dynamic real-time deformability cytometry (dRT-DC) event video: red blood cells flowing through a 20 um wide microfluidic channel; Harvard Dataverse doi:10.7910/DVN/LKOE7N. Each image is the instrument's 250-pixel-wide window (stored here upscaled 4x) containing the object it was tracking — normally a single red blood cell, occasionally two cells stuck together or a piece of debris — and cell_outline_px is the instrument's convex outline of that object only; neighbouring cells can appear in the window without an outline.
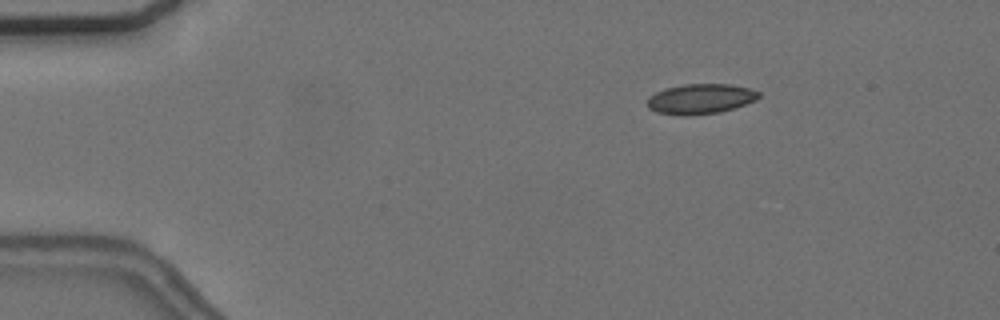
{"species": "common noctule bat (a hibernating species)", "species_latin": "Nyctalus noctula", "temperature_condition": "cold", "stored_images_in_passage": 49, "camera_frame_rate_fps": 3000, "um_per_image_px": 0.085, "animal": {"sex": "female", "body_mass_g": 24.6, "forearm_length_mm": 56.2}, "frame": {"image": 1, "passage_image": 2, "time_ms": 0.333, "image_size_px": [1000, 320], "cell_outline_px": [[760, 96], [756, 100], [720, 112], [688, 116], [656, 112], [648, 108], [648, 96], [664, 88], [684, 84], [732, 84], [748, 88], [760, 92]], "centroid_in_image_um": [59.52, 8.4], "position_along_channel_um": 25.5, "area_um2": 19.54}}
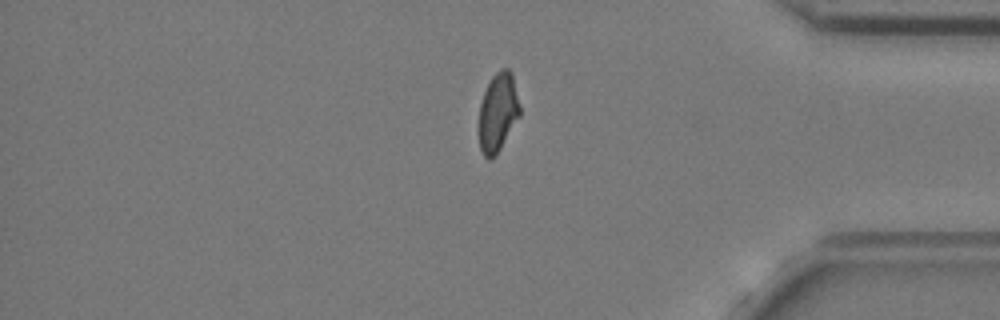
{"frame": {"image": 2, "passage_image": 40, "time_ms": 13.0, "image_size_px": [1000, 320], "cell_outline_px": [[520, 116], [500, 148], [488, 160], [484, 156], [480, 148], [480, 104], [484, 92], [492, 76], [500, 68], [508, 68], [512, 72], [520, 108]], "centroid_in_image_um": [42.34, 9.5], "position_along_channel_um": 392.9, "area_um2": 18.38}}
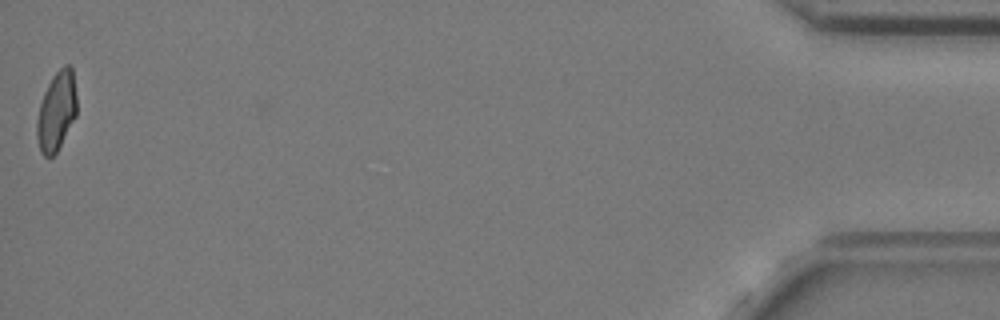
{"frame": {"image": 3, "passage_image": 49, "time_ms": 16.0, "image_size_px": [1000, 320], "cell_outline_px": [[76, 116], [56, 152], [52, 156], [44, 156], [40, 152], [36, 136], [36, 120], [40, 104], [44, 92], [52, 76], [64, 64], [68, 64], [72, 68], [76, 96]], "centroid_in_image_um": [4.78, 9.44], "position_along_channel_um": 430.4, "area_um2": 18.32}, "authors_computed_cell_mechanics": {"area_um2": 19.3052, "velocity_mm_per_s": 3.6722, "shape_relaxation_time_tau1_ms": 9.0497, "shape_relaxation_time_tau2_ms": 2.254, "deformation_change_tau1": 0.1656, "deformation_change_tau2": 0.0565}}